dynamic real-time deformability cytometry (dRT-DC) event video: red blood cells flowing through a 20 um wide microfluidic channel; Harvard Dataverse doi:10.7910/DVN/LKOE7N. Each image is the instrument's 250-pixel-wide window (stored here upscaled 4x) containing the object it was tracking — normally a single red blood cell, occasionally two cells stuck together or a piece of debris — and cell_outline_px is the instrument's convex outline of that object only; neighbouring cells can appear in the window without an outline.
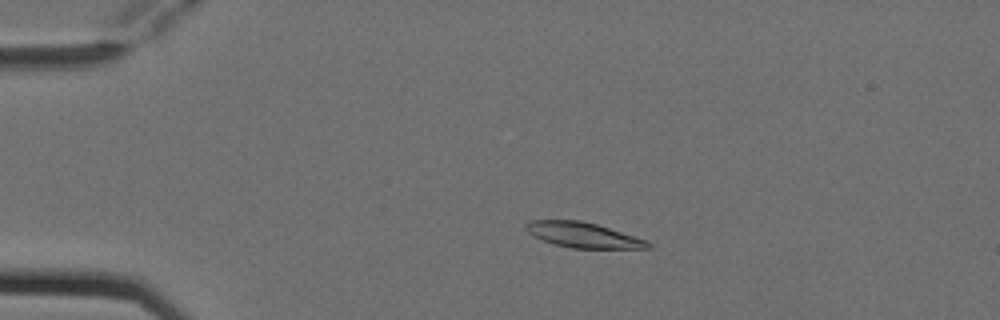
{"species": "Egyptian fruit bat (a non-hibernating species)", "species_latin": "Rousettus aegyptiacus", "temperature_condition": "cold", "stored_images_in_passage": 5, "camera_frame_rate_fps": 3000, "um_per_image_px": 0.085, "animal": {"sex": "female"}, "frame": {"image": 1, "passage_image": 2, "time_ms": 0.333, "image_size_px": [1000, 320], "cell_outline_px": [[652, 248], [572, 248], [556, 244], [544, 240], [528, 232], [524, 228], [524, 224], [532, 220], [580, 220], [596, 224], [648, 240], [652, 244]], "centroid_in_image_um": [49.59, 19.97], "position_along_channel_um": 35.4, "area_um2": 17.74}}